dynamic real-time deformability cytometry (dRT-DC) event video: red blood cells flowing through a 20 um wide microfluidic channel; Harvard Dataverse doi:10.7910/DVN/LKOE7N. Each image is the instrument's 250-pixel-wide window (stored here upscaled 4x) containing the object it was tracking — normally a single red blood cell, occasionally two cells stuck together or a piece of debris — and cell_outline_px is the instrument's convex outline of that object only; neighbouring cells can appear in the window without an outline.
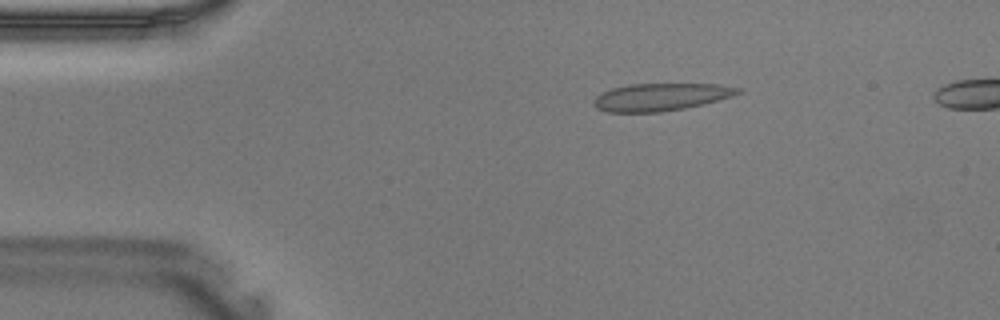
{"species": "Egyptian fruit bat (a non-hibernating species)", "species_latin": "Rousettus aegyptiacus", "temperature_condition": "warm", "stored_images_in_passage": 39, "camera_frame_rate_fps": 3000, "um_per_image_px": 0.085, "animal": {"sex": "male"}, "frame": {"image": 1, "passage_image": 7, "time_ms": 2.0, "image_size_px": [1000, 320], "cell_outline_px": [[740, 92], [732, 96], [684, 108], [660, 112], [608, 112], [596, 108], [592, 104], [592, 100], [596, 96], [612, 88], [628, 84], [716, 84], [740, 88]], "centroid_in_image_um": [56.09, 8.24], "position_along_channel_um": 28.9, "area_um2": 22.83}}
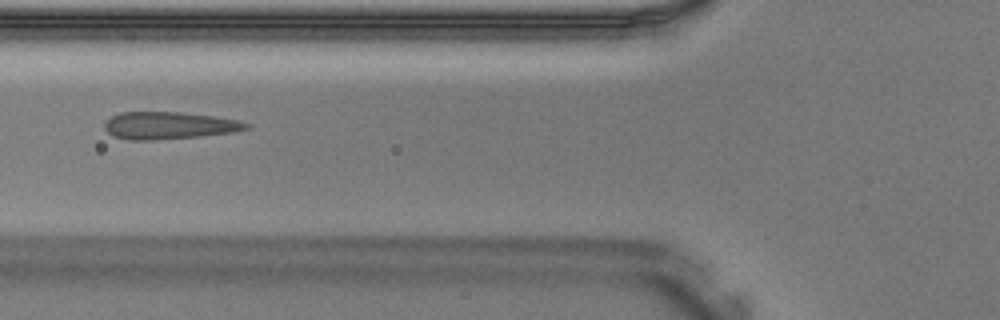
{"frame": {"image": 2, "passage_image": 15, "time_ms": 4.667, "image_size_px": [1000, 320], "cell_outline_px": [[252, 124], [248, 128], [232, 132], [200, 136], [152, 140], [128, 140], [112, 136], [104, 128], [104, 124], [112, 116], [120, 112], [180, 112], [212, 116], [236, 120]], "centroid_in_image_um": [14.33, 10.67], "position_along_channel_um": 111.5, "area_um2": 22.37}}
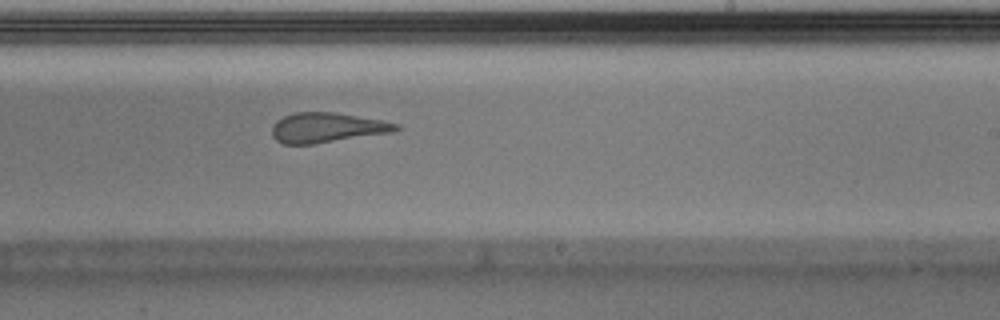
{"frame": {"image": 3, "passage_image": 24, "time_ms": 7.667, "image_size_px": [1000, 320], "cell_outline_px": [[404, 128], [392, 132], [316, 144], [284, 144], [276, 140], [272, 136], [272, 124], [276, 120], [292, 112], [332, 112], [384, 120], [400, 124]], "centroid_in_image_um": [27.81, 10.85], "position_along_channel_um": 261.2, "area_um2": 21.91}}